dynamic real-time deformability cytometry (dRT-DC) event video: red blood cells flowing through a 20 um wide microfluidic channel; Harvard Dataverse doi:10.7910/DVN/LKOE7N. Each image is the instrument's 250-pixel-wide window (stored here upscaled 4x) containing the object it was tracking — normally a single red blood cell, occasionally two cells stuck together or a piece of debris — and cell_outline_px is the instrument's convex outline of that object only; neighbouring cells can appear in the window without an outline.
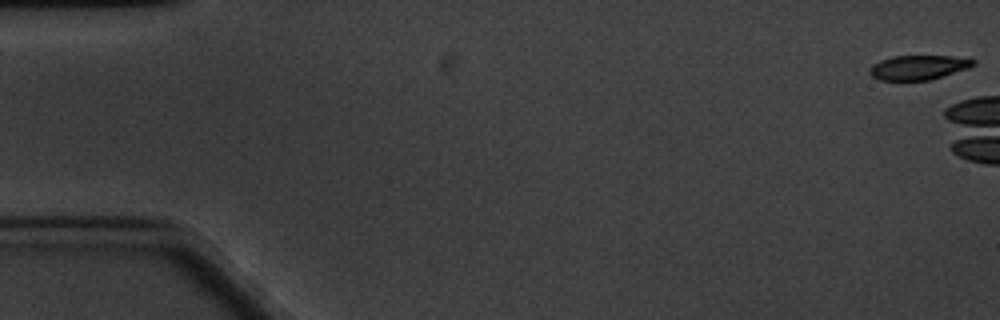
{"species": "common noctule bat (a hibernating species)", "species_latin": "Nyctalus noctula", "temperature_condition": "cold", "stored_images_in_passage": 11, "camera_frame_rate_fps": 3000, "um_per_image_px": 0.085, "animal": {"sex": "male", "body_mass_g": 20.1, "forearm_length_mm": 53.5}, "frame": {"image": 1, "passage_image": 1, "time_ms": 0.0, "image_size_px": [1000, 320], "cell_outline_px": [[976, 64], [968, 68], [928, 80], [880, 80], [872, 76], [868, 72], [868, 68], [872, 64], [880, 60], [892, 56], [952, 56], [976, 60]], "centroid_in_image_um": [78.02, 5.72], "position_along_channel_um": 7.0, "area_um2": 14.74}}